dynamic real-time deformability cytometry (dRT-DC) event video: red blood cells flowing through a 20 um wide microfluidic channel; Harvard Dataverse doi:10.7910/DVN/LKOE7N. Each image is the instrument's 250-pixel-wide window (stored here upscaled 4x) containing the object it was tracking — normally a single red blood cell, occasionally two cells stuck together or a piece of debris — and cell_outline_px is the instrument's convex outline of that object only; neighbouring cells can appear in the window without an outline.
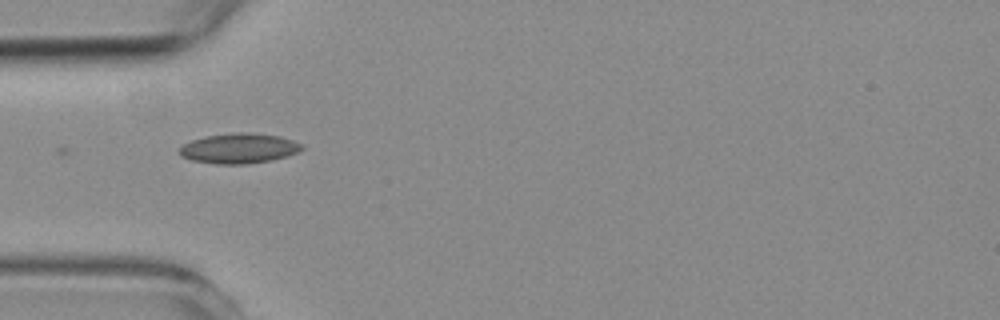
{"species": "common noctule bat (a hibernating species)", "species_latin": "Nyctalus noctula", "temperature_condition": "room temperature", "stored_images_in_passage": 3, "camera_frame_rate_fps": 3000, "um_per_image_px": 0.085, "animal": {"sex": "female", "body_mass_g": 19.3, "forearm_length_mm": 54.1}, "frame": {"image": 1, "passage_image": 1, "time_ms": 0.0, "image_size_px": [1000, 320], "cell_outline_px": [[304, 148], [288, 156], [272, 160], [248, 164], [216, 164], [192, 160], [180, 156], [180, 148], [184, 144], [192, 140], [204, 136], [236, 132], [248, 132], [280, 136], [304, 144]], "centroid_in_image_um": [20.33, 12.61], "position_along_channel_um": 64.7, "area_um2": 21.56}}